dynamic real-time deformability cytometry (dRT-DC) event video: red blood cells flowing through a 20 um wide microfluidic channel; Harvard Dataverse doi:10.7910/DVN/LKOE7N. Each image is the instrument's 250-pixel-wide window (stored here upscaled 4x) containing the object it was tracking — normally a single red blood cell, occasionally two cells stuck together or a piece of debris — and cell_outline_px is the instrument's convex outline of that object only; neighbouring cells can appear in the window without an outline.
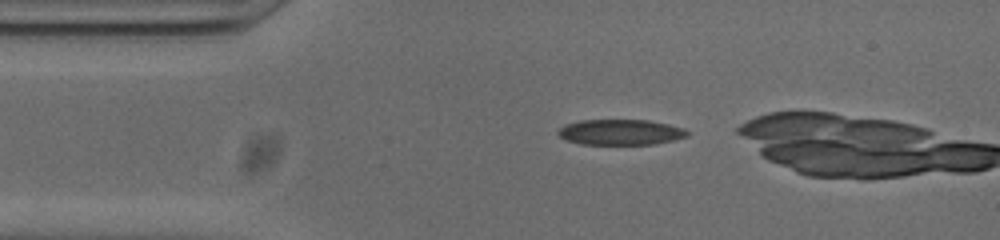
{"species": "common noctule bat (a hibernating species)", "species_latin": "Nyctalus noctula", "temperature_condition": "cold", "stored_images_in_passage": 34, "camera_frame_rate_fps": 3000, "um_per_image_px": 0.085, "animal": {"sex": "male", "body_mass_g": 20.0, "forearm_length_mm": 53.3}, "frame": {"image": 1, "passage_image": 2, "time_ms": 0.333, "image_size_px": [1000, 240], "cell_outline_px": [[688, 136], [672, 140], [652, 144], [580, 144], [564, 140], [556, 132], [564, 124], [580, 120], [648, 120], [668, 124], [684, 128], [688, 132]], "centroid_in_image_um": [52.7, 11.23], "position_along_channel_um": 32.3, "area_um2": 19.25}}
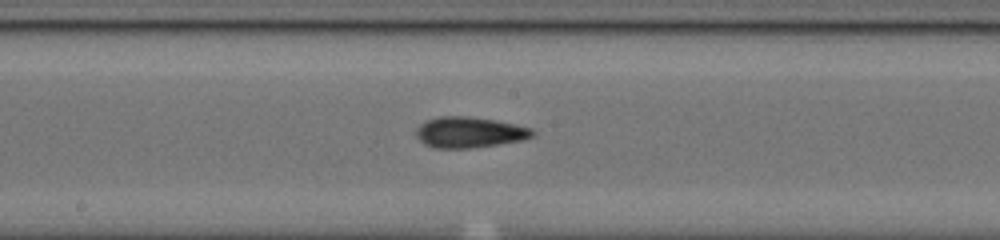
{"frame": {"image": 2, "passage_image": 18, "time_ms": 5.667, "image_size_px": [1000, 240], "cell_outline_px": [[536, 132], [532, 136], [524, 140], [472, 148], [432, 148], [424, 144], [416, 136], [416, 128], [424, 120], [440, 116], [468, 116], [496, 120], [516, 124], [532, 128]], "centroid_in_image_um": [39.89, 11.24], "position_along_channel_um": 208.3, "area_um2": 21.15}}
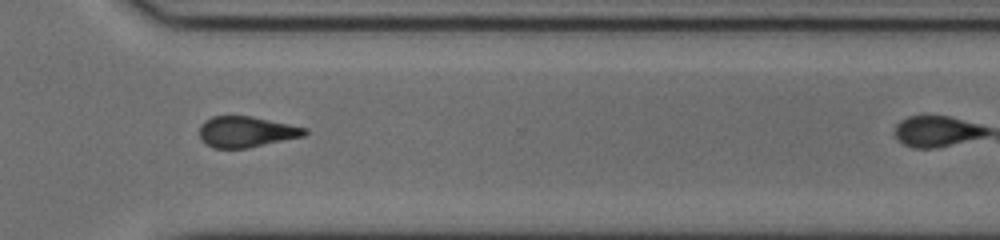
{"frame": {"image": 3, "passage_image": 29, "time_ms": 9.333, "image_size_px": [1000, 240], "cell_outline_px": [[308, 132], [304, 136], [248, 148], [212, 148], [200, 136], [200, 124], [204, 120], [212, 116], [252, 116], [308, 128]], "centroid_in_image_um": [20.95, 11.19], "position_along_channel_um": 349.7, "area_um2": 18.9}}